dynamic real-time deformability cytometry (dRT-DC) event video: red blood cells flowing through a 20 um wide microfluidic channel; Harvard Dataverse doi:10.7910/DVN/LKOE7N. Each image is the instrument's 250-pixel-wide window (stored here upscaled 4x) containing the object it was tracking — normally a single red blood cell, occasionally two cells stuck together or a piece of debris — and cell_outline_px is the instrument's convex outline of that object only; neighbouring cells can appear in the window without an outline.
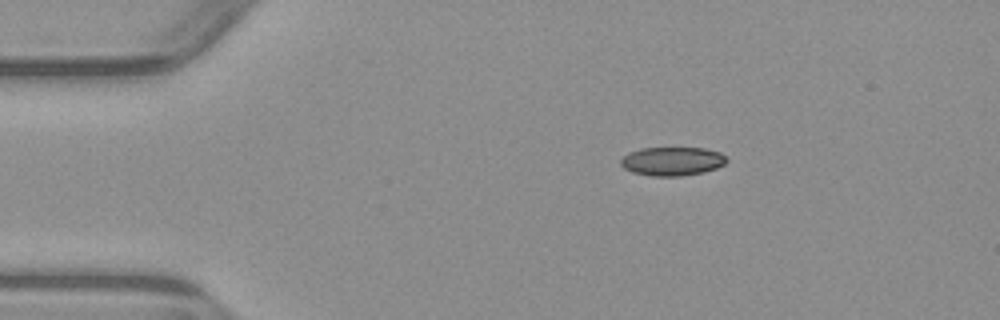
{"species": "common noctule bat (a hibernating species)", "species_latin": "Nyctalus noctula", "temperature_condition": "warm", "stored_images_in_passage": 4, "camera_frame_rate_fps": 3000, "um_per_image_px": 0.085, "animal": {"sex": "male", "body_mass_g": 23.1, "forearm_length_mm": 52.7}, "frame": {"image": 1, "passage_image": 1, "time_ms": 0.0, "image_size_px": [1000, 320], "cell_outline_px": [[728, 160], [724, 164], [716, 168], [704, 172], [680, 176], [652, 176], [632, 172], [624, 168], [620, 164], [620, 160], [628, 152], [640, 148], [704, 148], [720, 152]], "centroid_in_image_um": [57.12, 13.7], "position_along_channel_um": 27.9, "area_um2": 17.74}}
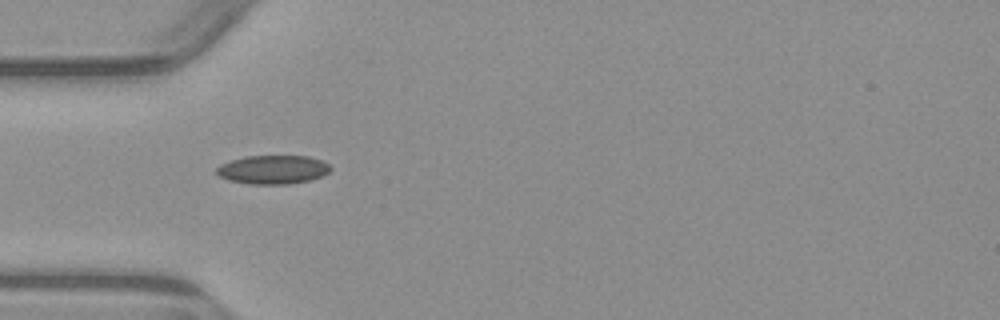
{"frame": {"image": 2, "passage_image": 3, "time_ms": 2.333, "image_size_px": [1000, 320], "cell_outline_px": [[332, 168], [324, 176], [308, 180], [288, 184], [248, 184], [228, 180], [220, 176], [216, 172], [216, 168], [220, 164], [244, 156], [308, 156], [320, 160], [328, 164]], "centroid_in_image_um": [23.19, 14.42], "position_along_channel_um": 61.8, "area_um2": 19.07}}
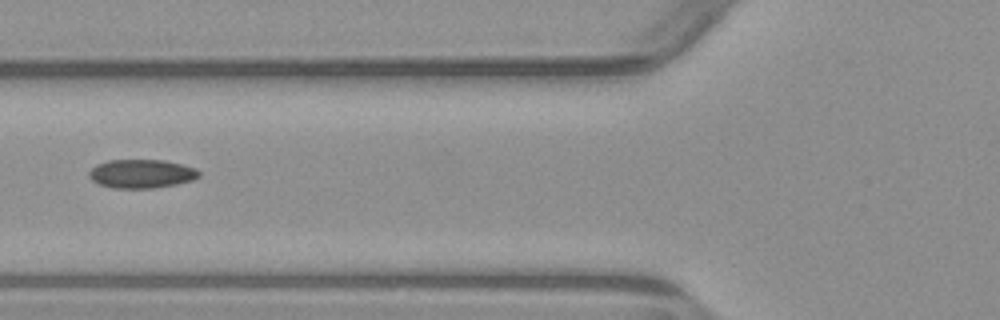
{"frame": {"image": 3, "passage_image": 4, "time_ms": 3.667, "image_size_px": [1000, 320], "cell_outline_px": [[200, 176], [192, 180], [176, 184], [152, 188], [112, 188], [100, 184], [92, 180], [88, 176], [88, 172], [96, 164], [108, 160], [164, 160], [196, 168], [200, 172]], "centroid_in_image_um": [12.01, 14.76], "position_along_channel_um": 113.8, "area_um2": 18.38}}